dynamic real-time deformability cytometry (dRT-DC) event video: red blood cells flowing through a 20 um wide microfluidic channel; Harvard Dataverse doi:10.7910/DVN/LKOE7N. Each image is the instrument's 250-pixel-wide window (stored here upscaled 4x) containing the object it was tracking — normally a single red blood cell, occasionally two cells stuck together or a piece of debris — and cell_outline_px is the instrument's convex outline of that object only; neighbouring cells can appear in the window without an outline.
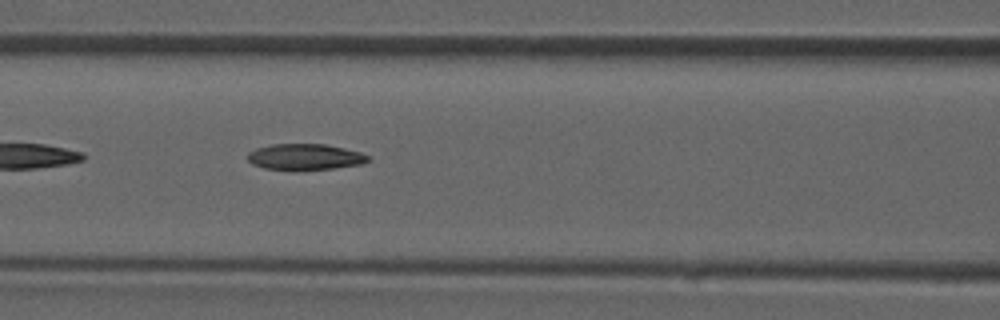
{"species": "common noctule bat (a hibernating species)", "species_latin": "Nyctalus noctula", "temperature_condition": "room temperature", "stored_images_in_passage": 38, "camera_frame_rate_fps": 3000, "um_per_image_px": 0.085, "animal": {"sex": "male", "forearm_length_mm": 52.5}, "frame": {"image": 1, "passage_image": 12, "time_ms": 3.667, "image_size_px": [1000, 320], "cell_outline_px": [[368, 160], [364, 164], [332, 168], [296, 172], [264, 168], [252, 164], [248, 160], [248, 152], [256, 148], [272, 144], [324, 144], [344, 148], [360, 152], [368, 156]], "centroid_in_image_um": [25.89, 13.36], "position_along_channel_um": 140.7, "area_um2": 18.67}}